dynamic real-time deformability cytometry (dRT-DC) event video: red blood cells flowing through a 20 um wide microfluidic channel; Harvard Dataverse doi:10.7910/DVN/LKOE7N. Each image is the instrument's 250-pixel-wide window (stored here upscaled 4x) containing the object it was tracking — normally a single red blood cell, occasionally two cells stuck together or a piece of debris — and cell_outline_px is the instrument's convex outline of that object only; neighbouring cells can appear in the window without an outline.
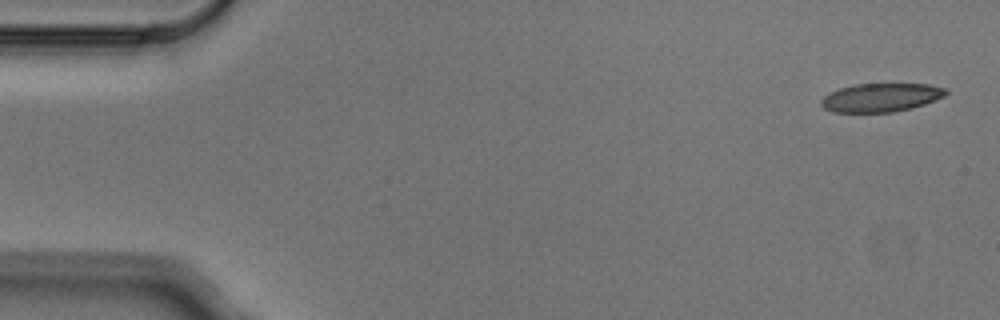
{"species": "Egyptian fruit bat (a non-hibernating species)", "species_latin": "Rousettus aegyptiacus", "temperature_condition": "cold", "stored_images_in_passage": 4, "camera_frame_rate_fps": 3000, "um_per_image_px": 0.085, "animal": {"sex": "male"}, "frame": {"image": 1, "passage_image": 1, "time_ms": 0.0, "image_size_px": [1000, 320], "cell_outline_px": [[948, 92], [944, 96], [924, 104], [912, 108], [892, 112], [832, 112], [824, 108], [820, 104], [820, 100], [824, 96], [840, 88], [856, 84], [928, 84], [948, 88]], "centroid_in_image_um": [74.89, 8.29], "position_along_channel_um": 10.1, "area_um2": 20.69}}
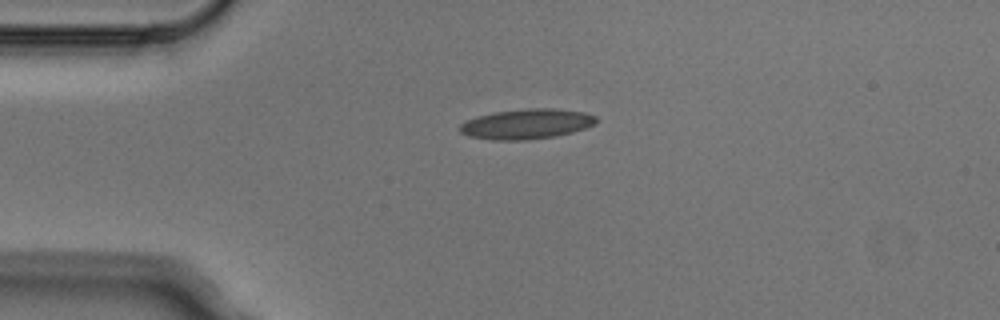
{"frame": {"image": 2, "passage_image": 3, "time_ms": 0.667, "image_size_px": [1000, 320], "cell_outline_px": [[596, 124], [572, 132], [556, 136], [528, 140], [492, 140], [468, 136], [460, 132], [460, 124], [476, 116], [496, 112], [528, 108], [556, 108], [584, 112], [596, 116]], "centroid_in_image_um": [44.77, 10.54], "position_along_channel_um": 40.2, "area_um2": 23.93}}